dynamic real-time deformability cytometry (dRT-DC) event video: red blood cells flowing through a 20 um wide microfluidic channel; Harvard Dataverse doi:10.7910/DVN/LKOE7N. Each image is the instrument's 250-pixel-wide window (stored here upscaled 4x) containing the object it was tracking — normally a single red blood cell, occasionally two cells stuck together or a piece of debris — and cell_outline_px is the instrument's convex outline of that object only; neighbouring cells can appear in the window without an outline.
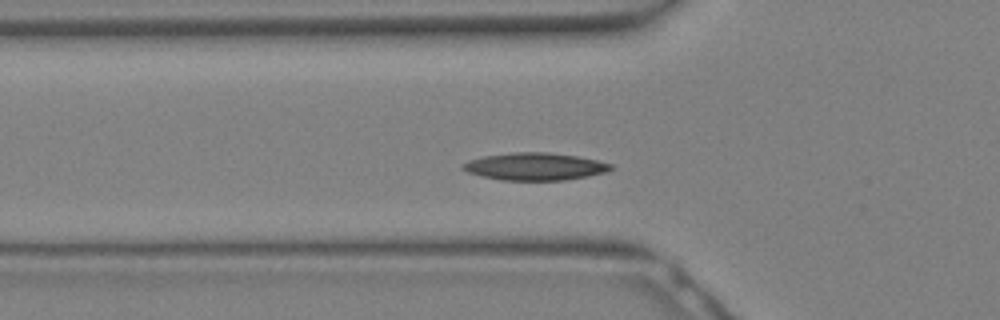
{"species": "Egyptian fruit bat (a non-hibernating species)", "species_latin": "Rousettus aegyptiacus", "temperature_condition": "warm", "stored_images_in_passage": 24, "camera_frame_rate_fps": 3000, "um_per_image_px": 0.085, "animal": {"sex": "female"}, "frame": {"image": 1, "passage_image": 2, "time_ms": 0.333, "image_size_px": [1000, 320], "cell_outline_px": [[612, 168], [608, 172], [588, 176], [564, 180], [500, 180], [468, 172], [460, 168], [468, 160], [484, 156], [512, 152], [548, 152], [576, 156], [596, 160], [612, 164]], "centroid_in_image_um": [45.48, 14.15], "position_along_channel_um": 80.3, "area_um2": 23.52}}
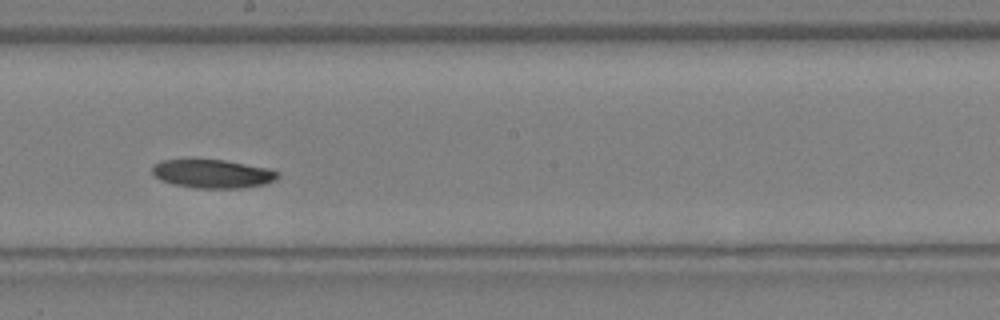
{"frame": {"image": 2, "passage_image": 9, "time_ms": 2.667, "image_size_px": [1000, 320], "cell_outline_px": [[280, 176], [264, 184], [240, 188], [196, 188], [172, 184], [160, 180], [152, 172], [152, 164], [160, 160], [224, 160], [264, 168], [280, 172]], "centroid_in_image_um": [18.01, 14.77], "position_along_channel_um": 230.2, "area_um2": 20.63}}
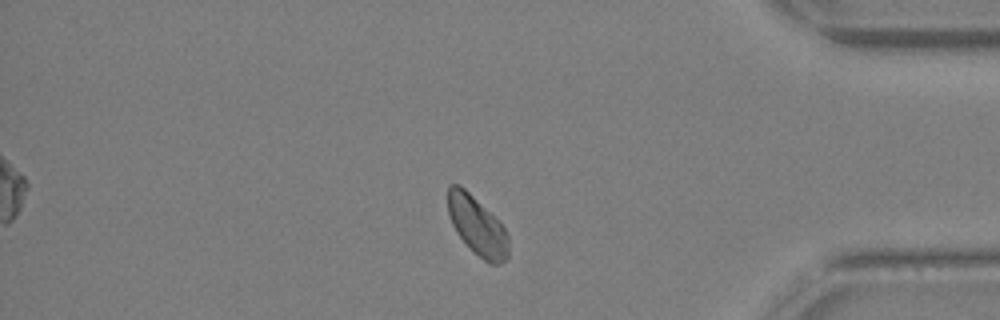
{"frame": {"image": 3, "passage_image": 18, "time_ms": 5.667, "image_size_px": [1000, 320], "cell_outline_px": [[508, 256], [500, 264], [488, 264], [456, 232], [452, 224], [448, 212], [448, 184], [460, 184], [504, 228], [508, 236]], "centroid_in_image_um": [40.54, 19.2], "position_along_channel_um": 394.7, "area_um2": 20.0}}